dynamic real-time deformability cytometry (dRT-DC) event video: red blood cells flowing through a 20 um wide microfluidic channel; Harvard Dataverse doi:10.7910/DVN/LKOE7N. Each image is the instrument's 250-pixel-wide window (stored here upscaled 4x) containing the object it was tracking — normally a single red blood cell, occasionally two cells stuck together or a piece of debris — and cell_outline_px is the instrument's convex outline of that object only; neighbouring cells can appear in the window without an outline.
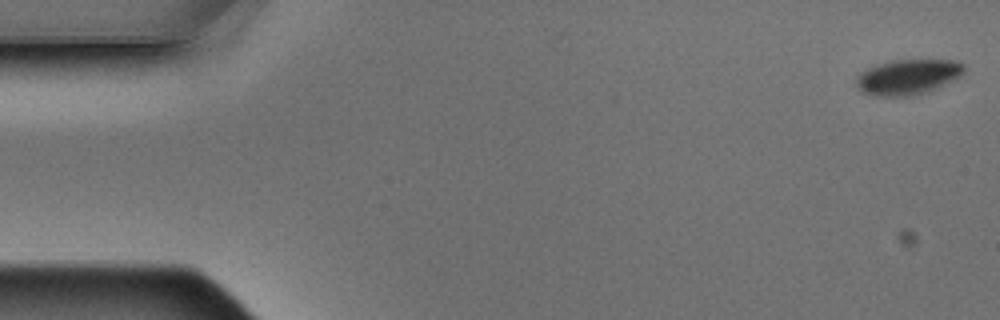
{"species": "Egyptian fruit bat (a non-hibernating species)", "species_latin": "Rousettus aegyptiacus", "temperature_condition": "warm", "stored_images_in_passage": 4, "camera_frame_rate_fps": 3000, "um_per_image_px": 0.085, "animal": {"sex": "male"}, "frame": {"image": 1, "passage_image": 1, "time_ms": 0.0, "image_size_px": [1000, 320], "cell_outline_px": [[964, 72], [960, 76], [952, 80], [924, 92], [912, 96], [872, 96], [860, 92], [856, 88], [856, 76], [860, 72], [868, 68], [892, 60], [956, 60], [964, 64]], "centroid_in_image_um": [77.11, 6.54], "position_along_channel_um": 7.9, "area_um2": 22.08}}